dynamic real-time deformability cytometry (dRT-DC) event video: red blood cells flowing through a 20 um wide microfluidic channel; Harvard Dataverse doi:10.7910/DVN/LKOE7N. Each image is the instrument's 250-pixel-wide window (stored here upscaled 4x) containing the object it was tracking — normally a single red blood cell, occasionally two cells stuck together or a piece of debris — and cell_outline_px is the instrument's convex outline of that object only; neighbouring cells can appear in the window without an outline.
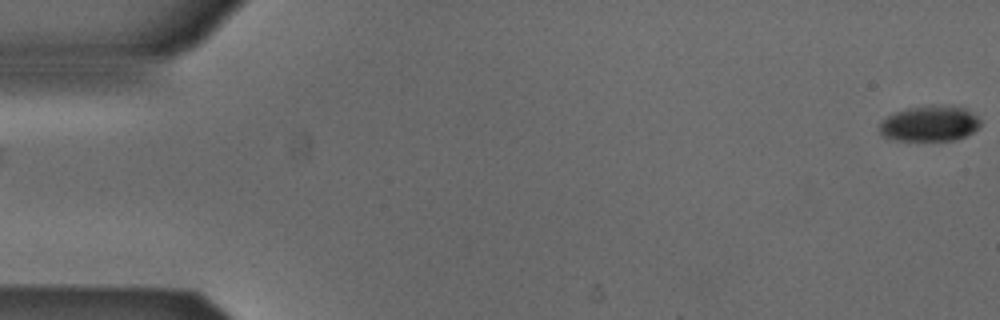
{"species": "Egyptian fruit bat (a non-hibernating species)", "species_latin": "Rousettus aegyptiacus", "temperature_condition": "cold", "stored_images_in_passage": 5, "segment_of_instrument_passage": [2, 2], "camera_frame_rate_fps": 3000, "um_per_image_px": 0.085, "animal": {"sex": "male"}, "frame": {"image": 1, "passage_image": 5, "time_ms": 1.333, "image_size_px": [1000, 320], "cell_outline_px": [[980, 124], [972, 132], [956, 140], [896, 140], [884, 136], [880, 132], [880, 120], [896, 112], [908, 108], [932, 104], [944, 104], [968, 108], [980, 120]], "centroid_in_image_um": [79.03, 10.47], "position_along_channel_um": 6.0, "area_um2": 21.04}}